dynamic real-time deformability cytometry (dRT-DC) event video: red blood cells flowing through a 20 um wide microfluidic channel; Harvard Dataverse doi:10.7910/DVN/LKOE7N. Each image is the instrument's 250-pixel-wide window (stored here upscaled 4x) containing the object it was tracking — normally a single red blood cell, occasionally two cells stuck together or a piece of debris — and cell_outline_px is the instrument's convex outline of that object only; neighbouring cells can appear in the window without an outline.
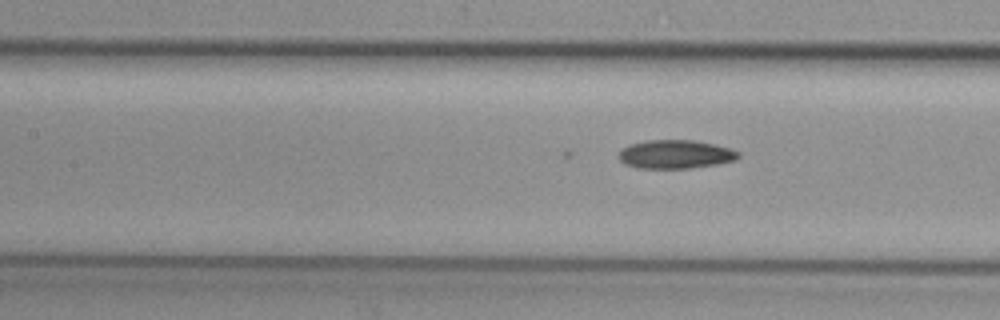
{"species": "common noctule bat (a hibernating species)", "species_latin": "Nyctalus noctula", "temperature_condition": "cold", "stored_images_in_passage": 34, "camera_frame_rate_fps": 3000, "um_per_image_px": 0.085, "animal": {"sex": "female", "body_mass_g": 29.2, "forearm_length_mm": 56.3}, "frame": {"image": 1, "passage_image": 15, "time_ms": 4.667, "image_size_px": [1000, 320], "cell_outline_px": [[740, 156], [736, 160], [716, 164], [688, 168], [636, 168], [624, 164], [620, 160], [620, 152], [628, 144], [648, 140], [696, 140], [732, 148], [740, 152]], "centroid_in_image_um": [57.44, 13.11], "position_along_channel_um": 150.0, "area_um2": 20.0}}